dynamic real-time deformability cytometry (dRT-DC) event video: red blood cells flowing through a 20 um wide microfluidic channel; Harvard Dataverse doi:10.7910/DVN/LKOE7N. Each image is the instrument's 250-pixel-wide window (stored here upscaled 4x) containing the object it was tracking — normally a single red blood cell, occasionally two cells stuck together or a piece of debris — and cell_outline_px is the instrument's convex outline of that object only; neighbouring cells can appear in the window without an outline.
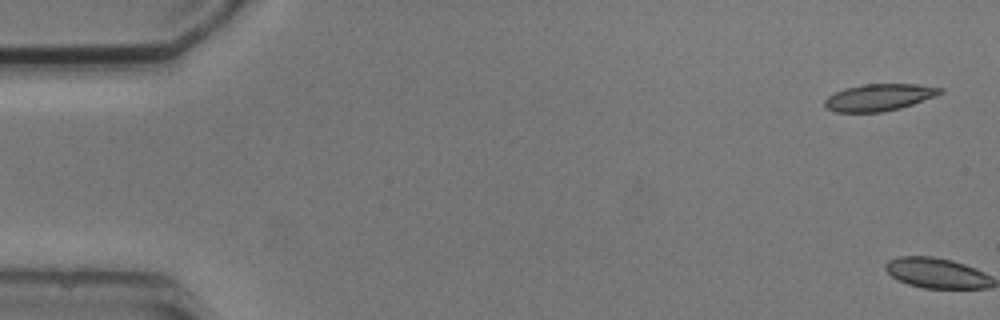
{"species": "common noctule bat (a hibernating species)", "species_latin": "Nyctalus noctula", "temperature_condition": "cold", "stored_images_in_passage": 5, "camera_frame_rate_fps": 3000, "um_per_image_px": 0.085, "animal": {"sex": "male", "body_mass_g": 20.5, "forearm_length_mm": 52.5}, "frame": {"image": 1, "passage_image": 1, "time_ms": 0.0, "image_size_px": [1000, 320], "cell_outline_px": [[944, 92], [936, 96], [900, 108], [880, 112], [832, 112], [824, 104], [824, 100], [828, 96], [844, 88], [864, 84], [916, 84], [944, 88]], "centroid_in_image_um": [74.73, 8.27], "position_along_channel_um": 10.3, "area_um2": 18.09}}